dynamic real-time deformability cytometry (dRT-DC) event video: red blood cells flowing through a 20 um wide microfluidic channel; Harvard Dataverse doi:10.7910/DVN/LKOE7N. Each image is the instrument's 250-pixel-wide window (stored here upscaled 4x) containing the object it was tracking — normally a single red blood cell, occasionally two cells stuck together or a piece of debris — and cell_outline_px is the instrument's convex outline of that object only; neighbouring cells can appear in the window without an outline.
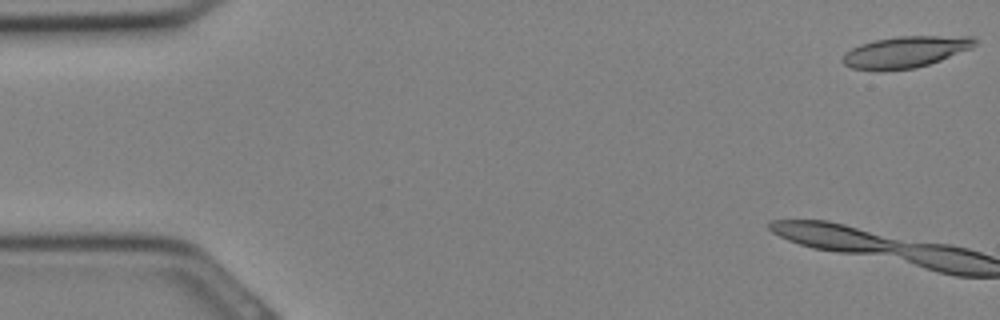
{"species": "Egyptian fruit bat (a non-hibernating species)", "species_latin": "Rousettus aegyptiacus", "temperature_condition": "cold", "stored_images_in_passage": 4, "camera_frame_rate_fps": 3000, "um_per_image_px": 0.085, "animal": {"sex": "female"}, "frame": {"image": 1, "passage_image": 1, "time_ms": 0.0, "image_size_px": [1000, 320], "cell_outline_px": [[976, 44], [972, 48], [940, 60], [916, 68], [880, 72], [852, 68], [844, 64], [840, 60], [844, 52], [860, 44], [876, 40], [896, 36], [972, 36], [976, 40]], "centroid_in_image_um": [76.91, 4.43], "position_along_channel_um": 8.1, "area_um2": 24.51}}